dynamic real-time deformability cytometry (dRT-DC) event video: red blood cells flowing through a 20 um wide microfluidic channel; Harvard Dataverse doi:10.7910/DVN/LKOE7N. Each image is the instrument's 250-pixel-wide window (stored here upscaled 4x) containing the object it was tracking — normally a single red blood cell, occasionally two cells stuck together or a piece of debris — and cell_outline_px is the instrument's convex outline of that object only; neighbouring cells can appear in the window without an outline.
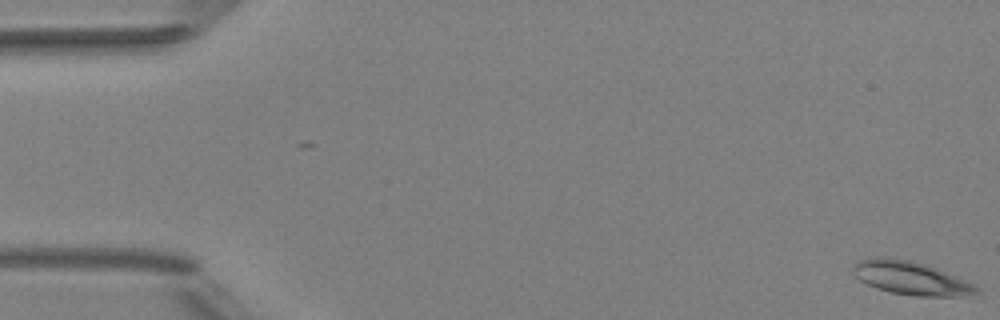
{"species": "Egyptian fruit bat (a non-hibernating species)", "species_latin": "Rousettus aegyptiacus", "temperature_condition": "room temperature", "stored_images_in_passage": 5, "segment_of_instrument_passage": [2, 2], "camera_frame_rate_fps": 3000, "um_per_image_px": 0.085, "animal": {"sex": "female"}, "frame": {"image": 1, "passage_image": 5, "time_ms": 5.333, "image_size_px": [1000, 320], "cell_outline_px": [[980, 296], [916, 296], [892, 292], [876, 288], [860, 280], [852, 272], [852, 268], [860, 260], [912, 260], [936, 268], [976, 284], [980, 288]], "centroid_in_image_um": [77.59, 23.7], "position_along_channel_um": 7.4, "area_um2": 23.41}}